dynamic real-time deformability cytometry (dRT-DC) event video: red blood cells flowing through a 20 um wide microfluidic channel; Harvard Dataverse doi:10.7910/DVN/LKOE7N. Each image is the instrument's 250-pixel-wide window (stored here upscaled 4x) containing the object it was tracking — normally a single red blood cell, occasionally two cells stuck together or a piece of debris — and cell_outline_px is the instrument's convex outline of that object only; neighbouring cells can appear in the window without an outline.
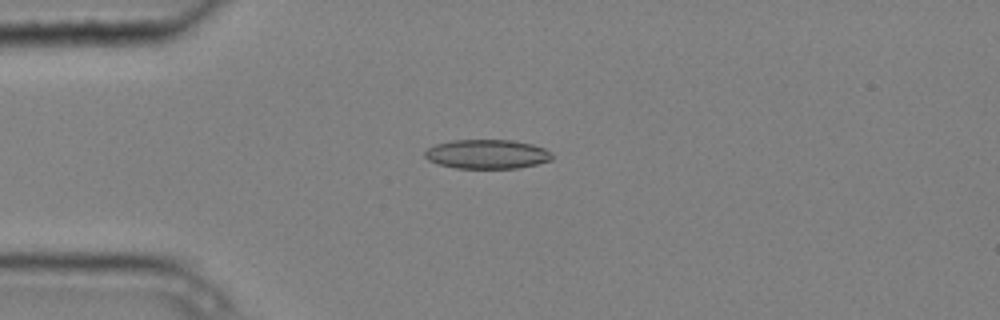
{"species": "common noctule bat (a hibernating species)", "species_latin": "Nyctalus noctula", "temperature_condition": "cold", "stored_images_in_passage": 1, "camera_frame_rate_fps": 3000, "um_per_image_px": 0.085, "animal": {"sex": "male", "body_mass_g": 20.4}, "frame": {"image": 1, "passage_image": 1, "time_ms": 0.0, "image_size_px": [1000, 320], "cell_outline_px": [[552, 160], [536, 164], [516, 168], [456, 168], [436, 164], [428, 160], [424, 156], [424, 152], [428, 148], [436, 144], [452, 140], [512, 140], [532, 144], [544, 148], [552, 152]], "centroid_in_image_um": [41.38, 13.1], "position_along_channel_um": 43.6, "area_um2": 21.73}}